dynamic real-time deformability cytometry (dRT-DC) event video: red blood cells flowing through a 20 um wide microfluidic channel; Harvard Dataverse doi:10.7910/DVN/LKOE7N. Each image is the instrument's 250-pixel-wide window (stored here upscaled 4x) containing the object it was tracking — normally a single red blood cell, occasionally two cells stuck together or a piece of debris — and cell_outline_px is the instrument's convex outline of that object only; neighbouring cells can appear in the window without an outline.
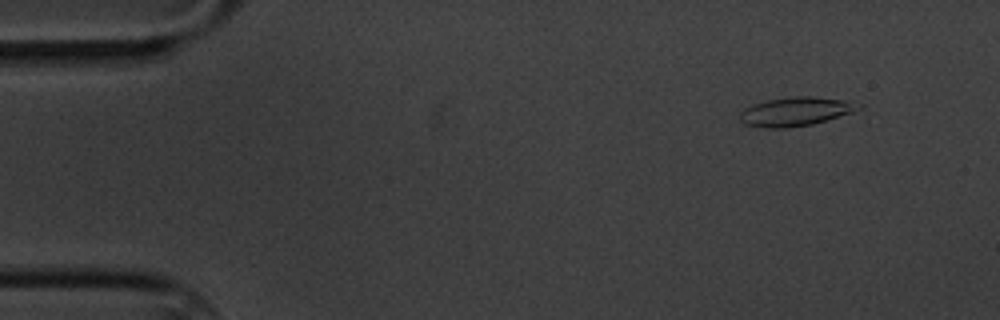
{"species": "common noctule bat (a hibernating species)", "species_latin": "Nyctalus noctula", "temperature_condition": "cold", "stored_images_in_passage": 5, "camera_frame_rate_fps": 3000, "um_per_image_px": 0.085, "animal": {"sex": "male", "body_mass_g": 20.1, "forearm_length_mm": 53.5}, "frame": {"image": 1, "passage_image": 2, "time_ms": 1.333, "image_size_px": [1000, 320], "cell_outline_px": [[864, 108], [852, 112], [812, 124], [784, 128], [764, 128], [744, 124], [740, 120], [740, 112], [744, 108], [768, 100], [792, 96], [812, 96], [840, 100], [864, 104]], "centroid_in_image_um": [67.63, 9.48], "position_along_channel_um": 17.4, "area_um2": 19.77}}